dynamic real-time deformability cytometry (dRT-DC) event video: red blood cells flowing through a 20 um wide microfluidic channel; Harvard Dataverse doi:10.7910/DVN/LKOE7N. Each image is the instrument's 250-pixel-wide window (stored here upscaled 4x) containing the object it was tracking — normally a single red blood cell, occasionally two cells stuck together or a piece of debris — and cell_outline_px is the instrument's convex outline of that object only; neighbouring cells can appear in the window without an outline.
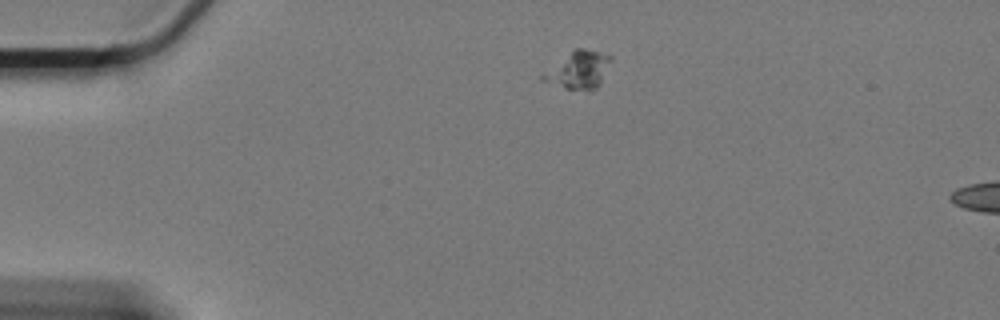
{"species": "Egyptian fruit bat (a non-hibernating species)", "species_latin": "Rousettus aegyptiacus", "temperature_condition": "cold", "stored_images_in_passage": 42, "camera_frame_rate_fps": 3000, "um_per_image_px": 0.085, "animal": {"sex": "female"}, "frame": {"image": 1, "passage_image": 1, "time_ms": 0.0, "image_size_px": [1000, 320], "cell_outline_px": [[612, 60], [600, 84], [596, 88], [588, 92], [564, 88], [540, 80], [540, 76], [576, 48], [584, 48], [612, 56]], "centroid_in_image_um": [49.21, 5.98], "position_along_channel_um": 35.8, "area_um2": 14.68}}
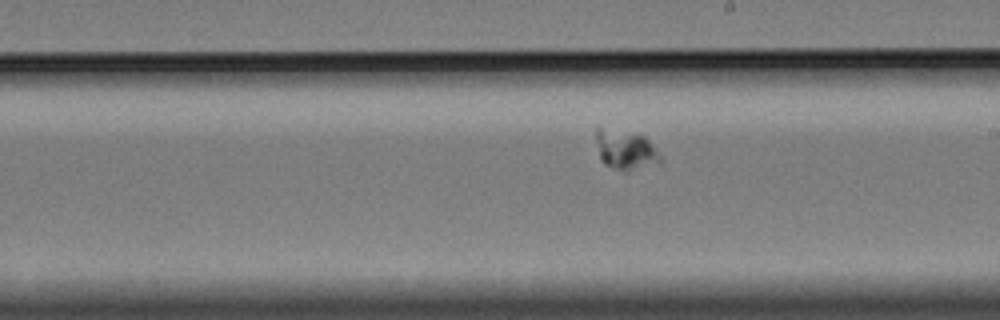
{"frame": {"image": 2, "passage_image": 24, "time_ms": 7.667, "image_size_px": [1000, 320], "cell_outline_px": [[664, 160], [628, 172], [624, 172], [604, 164], [600, 160], [596, 140], [596, 128], [600, 128], [644, 136], [652, 144]], "centroid_in_image_um": [53.16, 12.78], "position_along_channel_um": 235.8, "area_um2": 14.51}}
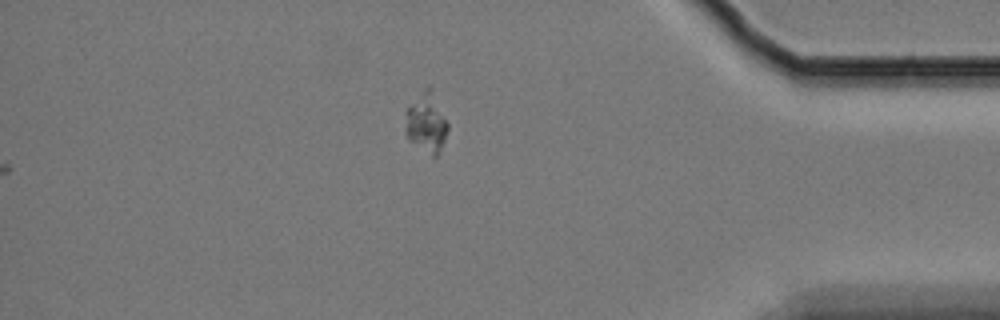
{"frame": {"image": 3, "passage_image": 42, "time_ms": 13.667, "image_size_px": [1000, 320], "cell_outline_px": [[448, 128], [440, 152], [436, 156], [432, 156], [408, 140], [404, 112], [424, 88], [428, 84], [432, 88], [448, 124]], "centroid_in_image_um": [36.24, 10.41], "position_along_channel_um": 399.0, "area_um2": 14.68}}